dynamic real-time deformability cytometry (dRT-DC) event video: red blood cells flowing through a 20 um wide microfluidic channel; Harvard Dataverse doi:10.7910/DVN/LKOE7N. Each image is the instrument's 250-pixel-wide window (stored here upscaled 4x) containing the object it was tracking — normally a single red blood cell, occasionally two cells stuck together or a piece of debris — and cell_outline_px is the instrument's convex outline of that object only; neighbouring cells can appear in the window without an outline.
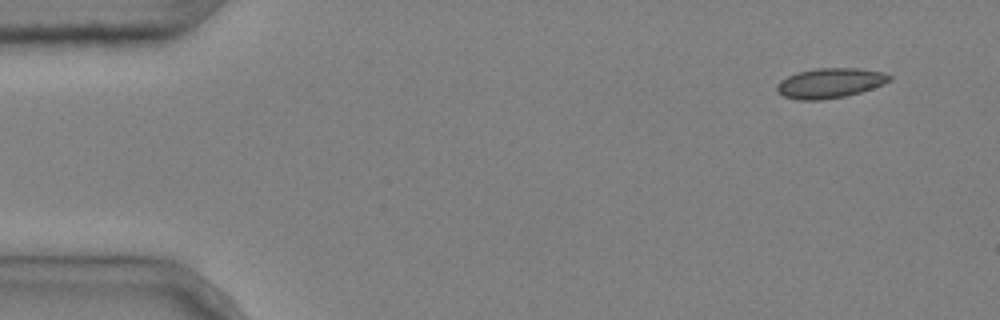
{"species": "common noctule bat (a hibernating species)", "species_latin": "Nyctalus noctula", "temperature_condition": "cold", "stored_images_in_passage": 6, "camera_frame_rate_fps": 3000, "um_per_image_px": 0.085, "animal": {"sex": "male", "body_mass_g": 20.4}, "frame": {"image": 1, "passage_image": 1, "time_ms": 0.0, "image_size_px": [1000, 320], "cell_outline_px": [[892, 80], [884, 84], [860, 92], [844, 96], [820, 100], [796, 100], [784, 96], [776, 88], [776, 84], [780, 80], [796, 72], [816, 68], [856, 68], [884, 72], [892, 76]], "centroid_in_image_um": [70.55, 7.05], "position_along_channel_um": 14.4, "area_um2": 19.65}}
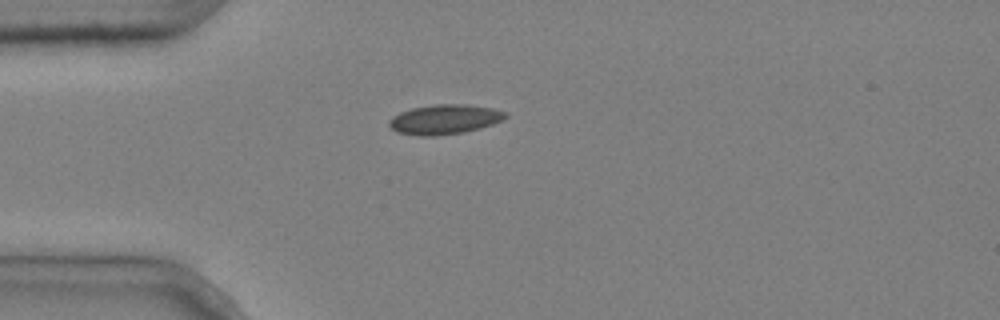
{"frame": {"image": 2, "passage_image": 3, "time_ms": 0.667, "image_size_px": [1000, 320], "cell_outline_px": [[508, 116], [492, 124], [480, 128], [464, 132], [436, 136], [416, 136], [396, 132], [388, 124], [388, 120], [392, 116], [400, 112], [412, 108], [436, 104], [464, 104], [492, 108], [508, 112]], "centroid_in_image_um": [37.76, 10.15], "position_along_channel_um": 47.2, "area_um2": 20.23}}